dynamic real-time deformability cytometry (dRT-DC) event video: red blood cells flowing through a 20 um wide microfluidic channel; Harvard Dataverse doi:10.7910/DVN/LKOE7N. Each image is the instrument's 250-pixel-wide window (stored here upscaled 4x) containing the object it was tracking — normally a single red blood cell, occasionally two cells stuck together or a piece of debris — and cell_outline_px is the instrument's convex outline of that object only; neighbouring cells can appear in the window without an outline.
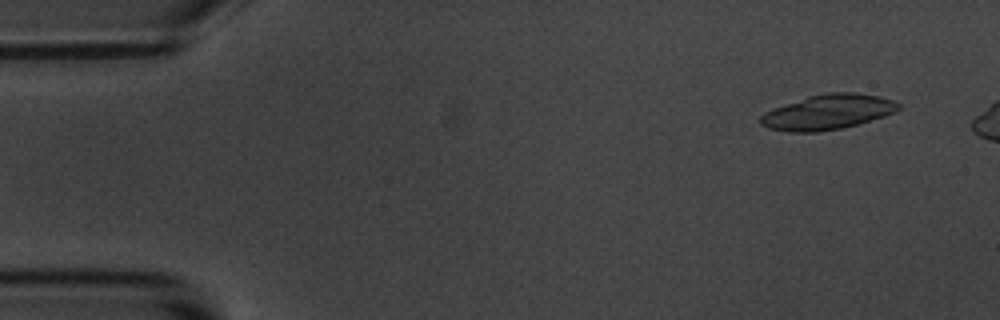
{"species": "common noctule bat (a hibernating species)", "species_latin": "Nyctalus noctula", "temperature_condition": "room temperature", "stored_images_in_passage": 5, "camera_frame_rate_fps": 3000, "um_per_image_px": 0.085, "animal": {"sex": "male", "body_mass_g": 20.1, "forearm_length_mm": 53.5}, "frame": {"image": 1, "passage_image": 1, "time_ms": 0.0, "image_size_px": [1000, 320], "cell_outline_px": [[900, 108], [896, 112], [884, 116], [856, 124], [840, 128], [816, 132], [788, 132], [768, 128], [760, 124], [760, 116], [764, 112], [772, 108], [808, 96], [824, 92], [856, 92], [880, 96], [892, 100], [900, 104]], "centroid_in_image_um": [70.34, 9.51], "position_along_channel_um": 14.7, "area_um2": 28.21}}